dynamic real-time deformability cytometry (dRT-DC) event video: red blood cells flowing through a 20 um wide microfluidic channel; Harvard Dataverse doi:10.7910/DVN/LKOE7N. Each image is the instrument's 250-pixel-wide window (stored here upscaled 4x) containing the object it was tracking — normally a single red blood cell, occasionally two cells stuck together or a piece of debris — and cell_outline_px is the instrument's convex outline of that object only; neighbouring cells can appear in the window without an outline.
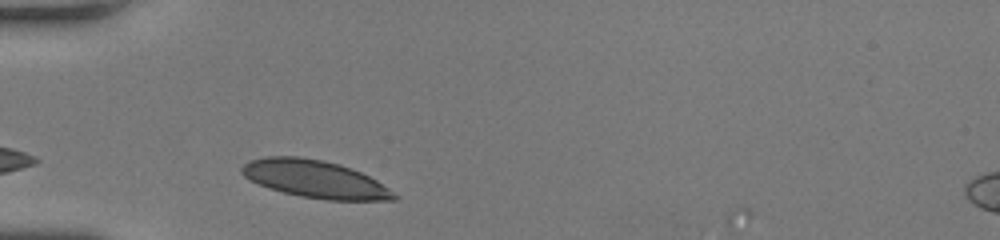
{"species": "human", "species_latin": "Homo sapiens", "temperature_condition": "room temperature", "stored_images_in_passage": 21, "camera_frame_rate_fps": 3000, "um_per_image_px": 0.085, "donor": {"sex": "female"}, "frame": {"image": 1, "passage_image": 2, "time_ms": 0.333, "image_size_px": [1000, 240], "cell_outline_px": [[400, 196], [396, 200], [328, 200], [300, 196], [268, 188], [244, 176], [240, 172], [240, 168], [244, 164], [252, 160], [264, 156], [296, 156], [324, 160], [340, 164], [360, 172], [376, 180]], "centroid_in_image_um": [26.78, 15.22], "position_along_channel_um": 58.2, "area_um2": 33.18}}
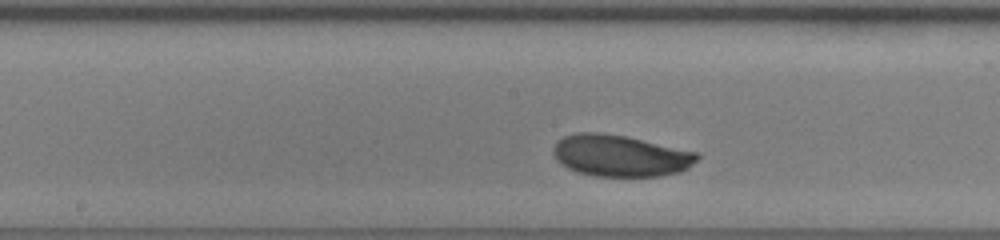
{"frame": {"image": 2, "passage_image": 10, "time_ms": 3.0, "image_size_px": [1000, 240], "cell_outline_px": [[700, 156], [688, 168], [680, 172], [660, 176], [592, 176], [576, 172], [560, 164], [556, 160], [552, 152], [552, 148], [556, 140], [564, 136], [576, 132], [600, 132], [624, 136], [696, 152]], "centroid_in_image_um": [52.65, 13.24], "position_along_channel_um": 195.5, "area_um2": 34.97}}
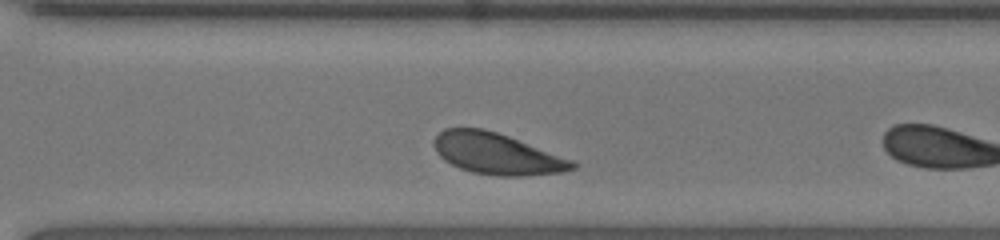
{"frame": {"image": 3, "passage_image": 20, "time_ms": 6.333, "image_size_px": [1000, 240], "cell_outline_px": [[580, 164], [576, 168], [564, 172], [524, 176], [496, 176], [472, 172], [460, 168], [444, 160], [436, 152], [432, 144], [436, 136], [444, 128], [484, 128], [508, 136], [572, 160]], "centroid_in_image_um": [42.23, 13.08], "position_along_channel_um": 328.4, "area_um2": 33.23}}